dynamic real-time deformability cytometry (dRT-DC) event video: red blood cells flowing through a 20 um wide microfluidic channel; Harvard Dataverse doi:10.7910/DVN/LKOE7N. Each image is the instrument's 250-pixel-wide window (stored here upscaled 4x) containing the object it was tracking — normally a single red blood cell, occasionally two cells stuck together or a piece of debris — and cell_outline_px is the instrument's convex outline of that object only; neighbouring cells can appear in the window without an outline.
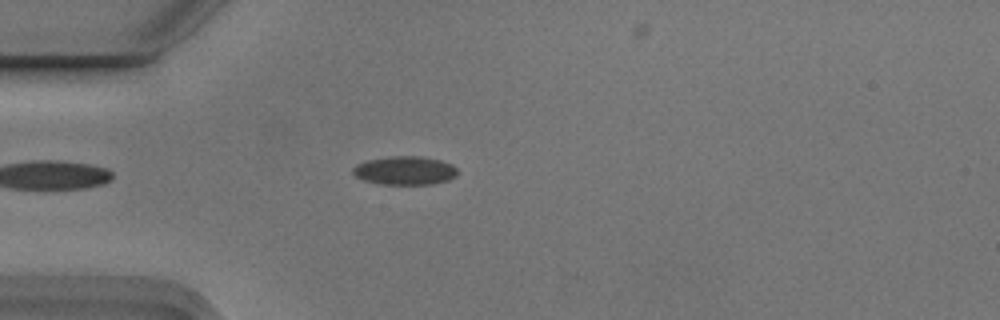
{"species": "Egyptian fruit bat (a non-hibernating species)", "species_latin": "Rousettus aegyptiacus", "temperature_condition": "cold", "stored_images_in_passage": 4, "camera_frame_rate_fps": 3000, "um_per_image_px": 0.085, "animal": {"sex": "male"}, "frame": {"image": 1, "passage_image": 4, "time_ms": 1.0, "image_size_px": [1000, 320], "cell_outline_px": [[456, 176], [448, 180], [432, 184], [380, 184], [364, 180], [356, 176], [352, 172], [352, 168], [356, 164], [368, 160], [388, 156], [420, 156], [440, 160], [452, 164], [456, 168]], "centroid_in_image_um": [34.4, 14.49], "position_along_channel_um": 50.6, "area_um2": 17.4}}